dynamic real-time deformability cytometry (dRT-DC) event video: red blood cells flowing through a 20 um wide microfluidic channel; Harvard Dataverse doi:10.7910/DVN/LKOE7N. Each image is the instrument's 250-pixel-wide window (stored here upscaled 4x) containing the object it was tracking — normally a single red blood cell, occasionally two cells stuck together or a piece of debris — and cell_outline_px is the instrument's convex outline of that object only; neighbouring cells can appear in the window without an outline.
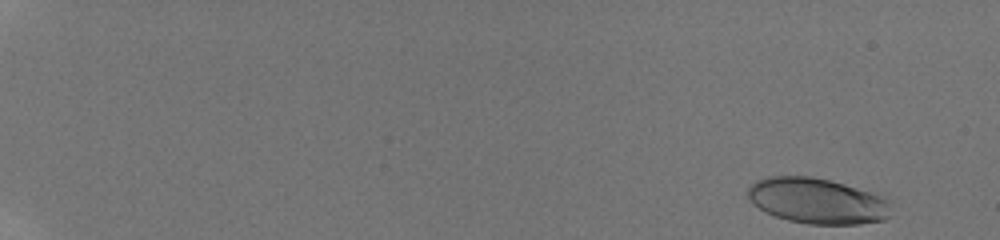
{"species": "human", "species_latin": "Homo sapiens", "temperature_condition": "room temperature", "stored_images_in_passage": 12, "camera_frame_rate_fps": 3000, "um_per_image_px": 0.085, "donor": {"sex": "male"}, "frame": {"image": 1, "passage_image": 1, "time_ms": 0.0, "image_size_px": [1000, 240], "cell_outline_px": [[888, 216], [884, 220], [860, 224], [808, 224], [788, 220], [764, 212], [748, 196], [748, 188], [756, 180], [768, 176], [812, 176], [844, 184], [880, 196], [888, 200]], "centroid_in_image_um": [69.43, 17.07], "position_along_channel_um": 15.6, "area_um2": 37.57}}
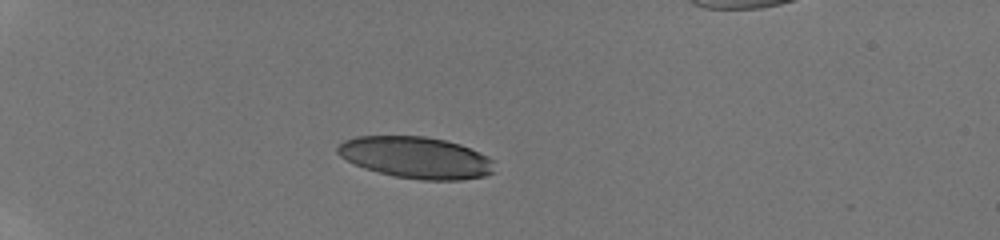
{"frame": {"image": 2, "passage_image": 8, "time_ms": 4.667, "image_size_px": [1000, 240], "cell_outline_px": [[496, 172], [484, 176], [460, 180], [420, 180], [392, 176], [376, 172], [364, 168], [340, 156], [336, 152], [336, 148], [344, 140], [356, 136], [424, 136], [444, 140], [460, 144], [488, 156], [492, 160]], "centroid_in_image_um": [35.37, 13.4], "position_along_channel_um": 49.6, "area_um2": 38.21}}
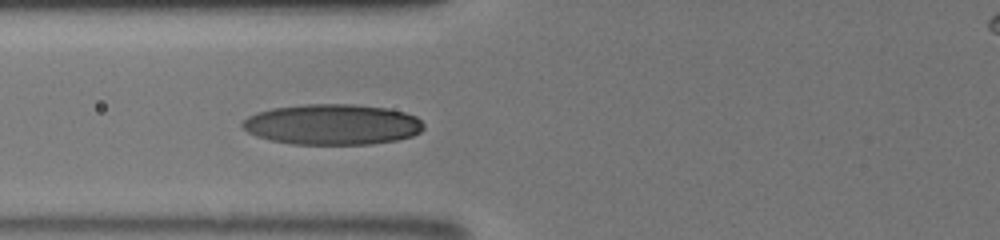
{"frame": {"image": 3, "passage_image": 12, "time_ms": 7.0, "image_size_px": [1000, 240], "cell_outline_px": [[424, 128], [420, 132], [412, 136], [396, 140], [372, 144], [292, 144], [272, 140], [256, 136], [248, 132], [240, 124], [248, 116], [256, 112], [272, 108], [304, 104], [356, 104], [384, 108], [404, 112], [416, 116], [424, 124]], "centroid_in_image_um": [28.25, 10.57], "position_along_channel_um": 97.6, "area_um2": 42.95}}